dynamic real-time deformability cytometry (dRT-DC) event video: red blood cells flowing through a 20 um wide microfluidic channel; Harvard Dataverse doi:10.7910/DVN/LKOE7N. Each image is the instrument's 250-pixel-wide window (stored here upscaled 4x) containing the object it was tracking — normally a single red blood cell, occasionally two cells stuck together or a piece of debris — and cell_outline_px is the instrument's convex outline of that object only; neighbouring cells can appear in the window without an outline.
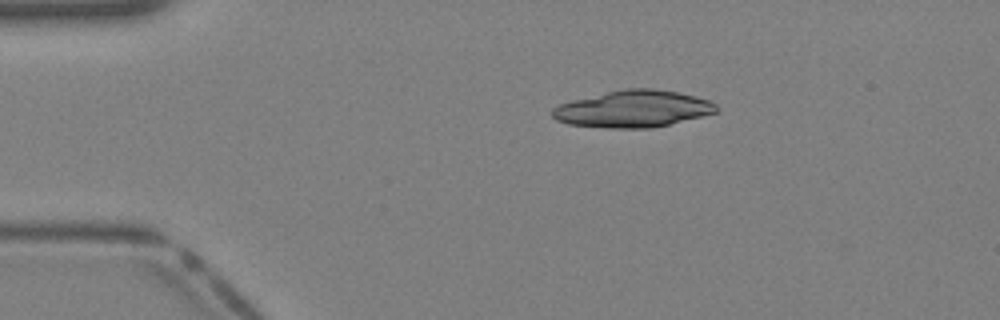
{"species": "Egyptian fruit bat (a non-hibernating species)", "species_latin": "Rousettus aegyptiacus", "temperature_condition": "warm", "stored_images_in_passage": 8, "camera_frame_rate_fps": 3000, "um_per_image_px": 0.085, "animal": {"sex": "female"}, "frame": {"image": 1, "passage_image": 1, "time_ms": 0.0, "image_size_px": [1000, 320], "cell_outline_px": [[720, 108], [716, 112], [652, 128], [604, 128], [568, 124], [556, 120], [552, 116], [552, 108], [560, 104], [572, 100], [624, 88], [652, 88], [676, 92], [696, 96], [708, 100], [716, 104]], "centroid_in_image_um": [53.79, 9.25], "position_along_channel_um": 31.2, "area_um2": 35.08}}